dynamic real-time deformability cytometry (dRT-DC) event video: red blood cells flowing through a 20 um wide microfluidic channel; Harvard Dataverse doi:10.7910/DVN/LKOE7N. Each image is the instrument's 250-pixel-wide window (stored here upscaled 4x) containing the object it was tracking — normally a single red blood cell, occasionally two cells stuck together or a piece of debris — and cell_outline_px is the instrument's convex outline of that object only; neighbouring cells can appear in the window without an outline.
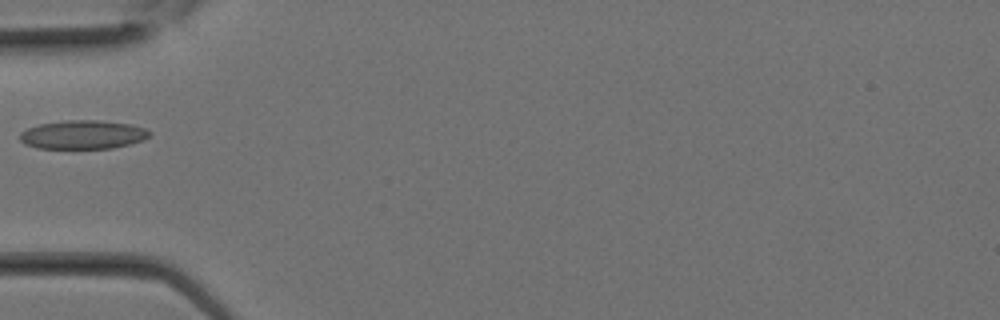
{"species": "Egyptian fruit bat (a non-hibernating species)", "species_latin": "Rousettus aegyptiacus", "temperature_condition": "room temperature", "stored_images_in_passage": 6, "camera_frame_rate_fps": 3000, "um_per_image_px": 0.085, "animal": {"sex": "female"}, "frame": {"image": 1, "passage_image": 2, "time_ms": 0.333, "image_size_px": [1000, 320], "cell_outline_px": [[152, 132], [144, 140], [112, 148], [36, 148], [24, 144], [20, 140], [20, 132], [28, 128], [40, 124], [68, 120], [96, 120], [128, 124], [144, 128]], "centroid_in_image_um": [7.02, 11.45], "position_along_channel_um": 78.0, "area_um2": 21.5}}
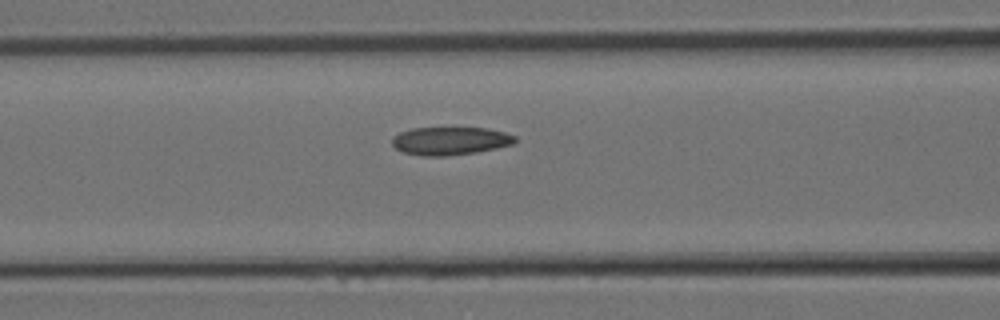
{"frame": {"image": 2, "passage_image": 4, "time_ms": 1.0, "image_size_px": [1000, 320], "cell_outline_px": [[516, 140], [512, 144], [496, 148], [476, 152], [444, 156], [424, 156], [400, 152], [392, 144], [392, 136], [400, 132], [412, 128], [488, 128], [504, 132], [516, 136]], "centroid_in_image_um": [38.23, 11.97], "position_along_channel_um": 128.4, "area_um2": 20.11}}
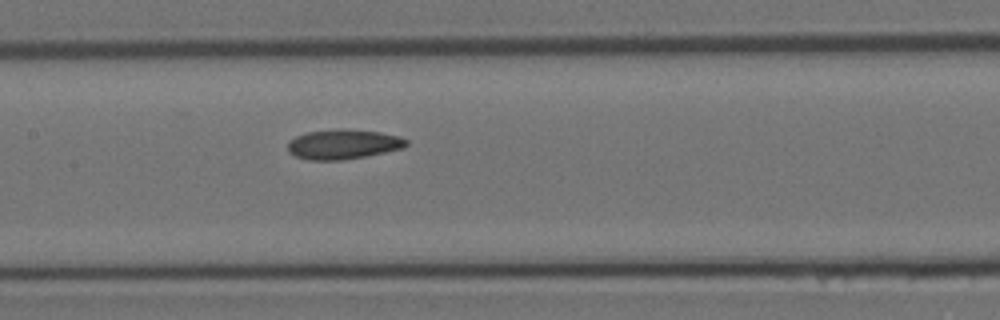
{"frame": {"image": 3, "passage_image": 6, "time_ms": 1.667, "image_size_px": [1000, 320], "cell_outline_px": [[408, 144], [404, 148], [344, 160], [308, 160], [296, 156], [288, 152], [288, 140], [296, 136], [308, 132], [380, 132], [396, 136], [408, 140]], "centroid_in_image_um": [29.15, 12.32], "position_along_channel_um": 178.3, "area_um2": 19.48}}